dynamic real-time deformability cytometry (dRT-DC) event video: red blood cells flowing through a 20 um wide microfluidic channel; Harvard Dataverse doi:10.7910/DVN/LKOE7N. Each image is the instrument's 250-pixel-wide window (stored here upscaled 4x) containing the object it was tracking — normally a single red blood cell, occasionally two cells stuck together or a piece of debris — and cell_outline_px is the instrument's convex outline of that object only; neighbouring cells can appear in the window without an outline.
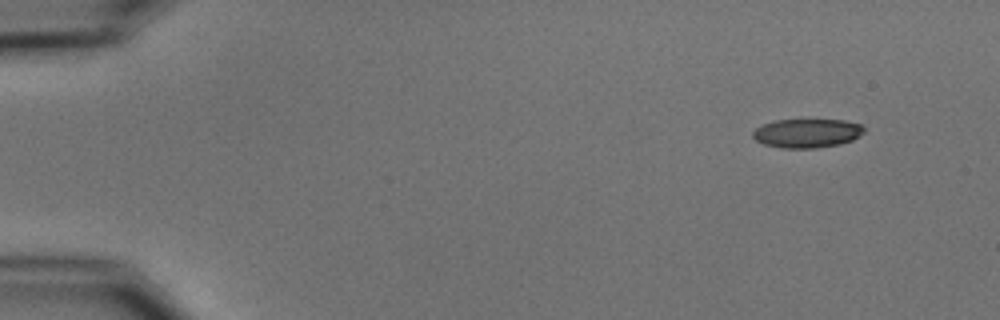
{"species": "common noctule bat (a hibernating species)", "species_latin": "Nyctalus noctula", "temperature_condition": "cold", "stored_images_in_passage": 19, "camera_frame_rate_fps": 3000, "um_per_image_px": 0.085, "animal": {"sex": "male", "body_mass_g": 15.6}, "frame": {"image": 1, "passage_image": 1, "time_ms": 0.0, "image_size_px": [1000, 320], "cell_outline_px": [[864, 132], [860, 136], [852, 140], [840, 144], [816, 148], [784, 148], [764, 144], [756, 140], [752, 136], [752, 132], [756, 128], [764, 124], [776, 120], [844, 120], [860, 124], [864, 128]], "centroid_in_image_um": [68.61, 11.32], "position_along_channel_um": 16.4, "area_um2": 18.67}}
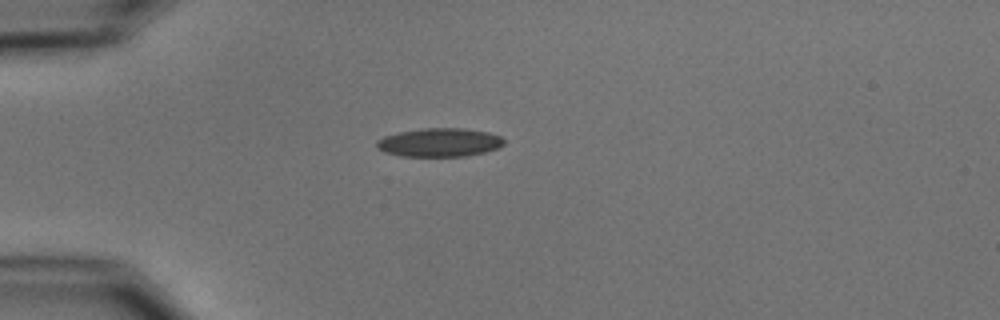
{"frame": {"image": 2, "passage_image": 11, "time_ms": 3.333, "image_size_px": [1000, 320], "cell_outline_px": [[504, 144], [500, 148], [484, 152], [464, 156], [400, 156], [384, 152], [376, 148], [376, 140], [384, 136], [400, 132], [424, 128], [464, 128], [488, 132], [500, 136], [504, 140]], "centroid_in_image_um": [37.35, 12.11], "position_along_channel_um": 47.7, "area_um2": 21.27}}